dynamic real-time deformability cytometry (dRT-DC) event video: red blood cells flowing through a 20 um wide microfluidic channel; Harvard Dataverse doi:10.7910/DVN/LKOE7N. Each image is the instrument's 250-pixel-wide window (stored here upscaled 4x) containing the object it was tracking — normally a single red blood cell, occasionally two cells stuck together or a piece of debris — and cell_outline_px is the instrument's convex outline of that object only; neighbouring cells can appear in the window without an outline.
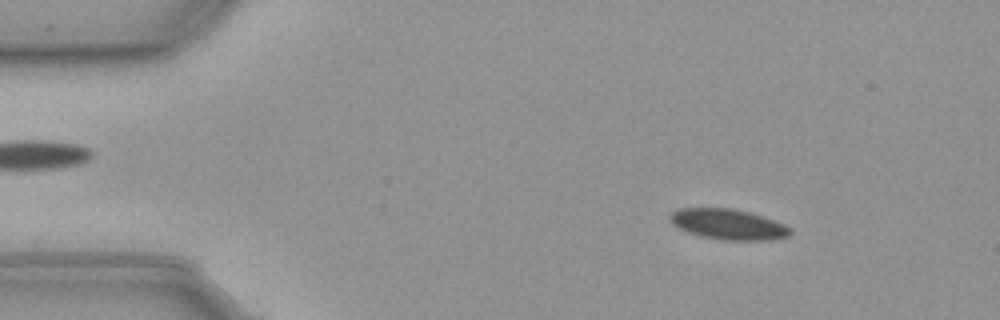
{"species": "common noctule bat (a hibernating species)", "species_latin": "Nyctalus noctula", "temperature_condition": "cold", "stored_images_in_passage": 56, "camera_frame_rate_fps": 3000, "um_per_image_px": 0.085, "animal": {"sex": "male", "body_mass_g": 23.1, "forearm_length_mm": 52.7}, "frame": {"image": 1, "passage_image": 7, "time_ms": 2.0, "image_size_px": [1000, 320], "cell_outline_px": [[792, 232], [788, 236], [772, 240], [720, 240], [688, 232], [672, 224], [668, 220], [668, 216], [672, 212], [680, 208], [732, 208], [748, 212], [784, 224]], "centroid_in_image_um": [61.86, 19.06], "position_along_channel_um": 23.1, "area_um2": 21.15}}
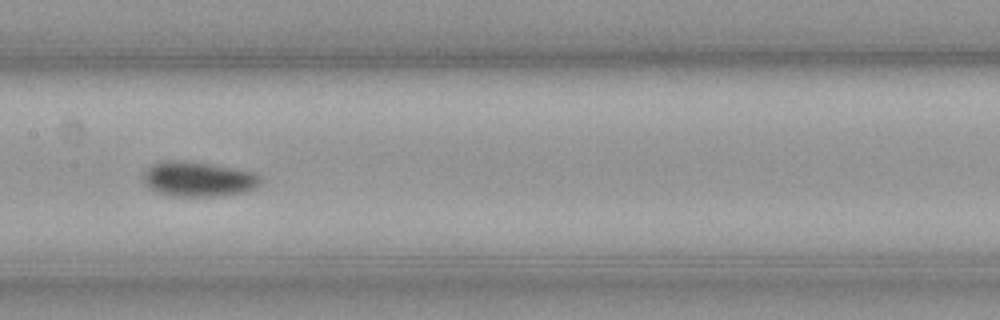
{"frame": {"image": 2, "passage_image": 27, "time_ms": 8.667, "image_size_px": [1000, 320], "cell_outline_px": [[260, 180], [256, 188], [244, 192], [224, 196], [172, 196], [156, 192], [144, 184], [144, 172], [152, 164], [160, 160], [184, 160], [208, 164], [252, 172], [260, 176]], "centroid_in_image_um": [16.81, 15.23], "position_along_channel_um": 190.6, "area_um2": 23.81}}
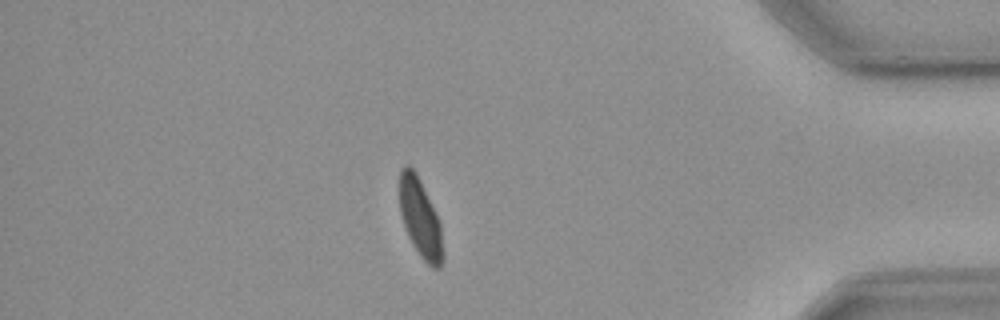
{"frame": {"image": 3, "passage_image": 48, "time_ms": 15.667, "image_size_px": [1000, 320], "cell_outline_px": [[444, 256], [440, 268], [432, 268], [420, 256], [412, 244], [408, 236], [400, 212], [400, 168], [404, 164], [408, 164], [412, 168], [440, 220]], "centroid_in_image_um": [35.73, 18.6], "position_along_channel_um": 399.5, "area_um2": 19.65}, "authors_computed_cell_mechanics": {"area_um2": 21.386, "velocity_mm_per_s": 3.5891, "shape_relaxation_time_tau1_ms": 3.1471, "shape_relaxation_time_tau2_ms": null, "deformation_change_tau1": 0.093, "deformation_change_tau2": null}}